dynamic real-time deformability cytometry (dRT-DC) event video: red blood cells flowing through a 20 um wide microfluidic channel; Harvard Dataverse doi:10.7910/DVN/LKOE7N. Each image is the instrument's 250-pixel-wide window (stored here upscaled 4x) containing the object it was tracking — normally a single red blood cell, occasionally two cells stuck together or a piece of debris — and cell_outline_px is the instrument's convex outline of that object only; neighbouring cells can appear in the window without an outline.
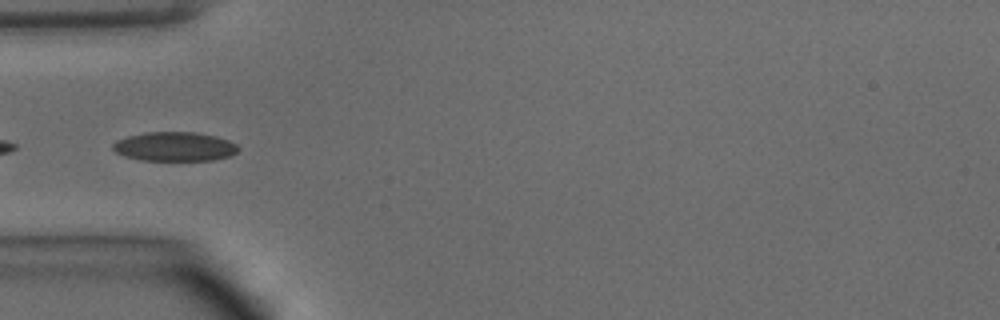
{"species": "common noctule bat (a hibernating species)", "species_latin": "Nyctalus noctula", "temperature_condition": "warm", "stored_images_in_passage": 36, "camera_frame_rate_fps": 3000, "um_per_image_px": 0.085, "animal": {"sex": "male", "body_mass_g": 15.6}, "frame": {"image": 1, "passage_image": 6, "time_ms": 1.667, "image_size_px": [1000, 320], "cell_outline_px": [[240, 148], [232, 156], [212, 160], [140, 160], [124, 156], [116, 152], [112, 148], [112, 144], [116, 140], [128, 136], [144, 132], [196, 132], [216, 136], [228, 140], [236, 144]], "centroid_in_image_um": [14.84, 12.45], "position_along_channel_um": 70.2, "area_um2": 21.44}, "authors_computed_cell_mechanics": {"area_um2": 22.8888, "velocity_mm_per_s": 4.0477, "shape_relaxation_time_tau1_ms": 0.4849, "shape_relaxation_time_tau2_ms": null, "deformation_change_tau1": 0.097, "deformation_change_tau2": null}}